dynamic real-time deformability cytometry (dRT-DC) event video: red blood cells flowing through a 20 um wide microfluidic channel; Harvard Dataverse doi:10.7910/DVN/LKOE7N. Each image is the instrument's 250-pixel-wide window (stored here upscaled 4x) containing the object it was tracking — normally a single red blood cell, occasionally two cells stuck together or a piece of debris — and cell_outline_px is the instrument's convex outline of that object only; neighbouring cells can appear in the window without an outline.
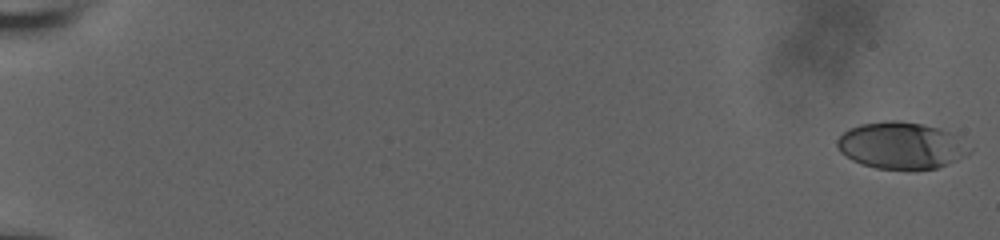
{"species": "human", "species_latin": "Homo sapiens", "temperature_condition": "room temperature", "stored_images_in_passage": 59, "camera_frame_rate_fps": 3000, "um_per_image_px": 0.085, "donor": {"sex": "male"}, "frame": {"image": 1, "passage_image": 1, "time_ms": 0.0, "image_size_px": [1000, 240], "cell_outline_px": [[972, 152], [948, 164], [936, 168], [876, 168], [860, 164], [852, 160], [840, 152], [836, 144], [836, 140], [848, 128], [860, 124], [884, 120], [900, 120], [924, 124], [940, 128], [948, 132], [972, 148]], "centroid_in_image_um": [76.57, 12.34], "position_along_channel_um": 8.4, "area_um2": 35.89}}
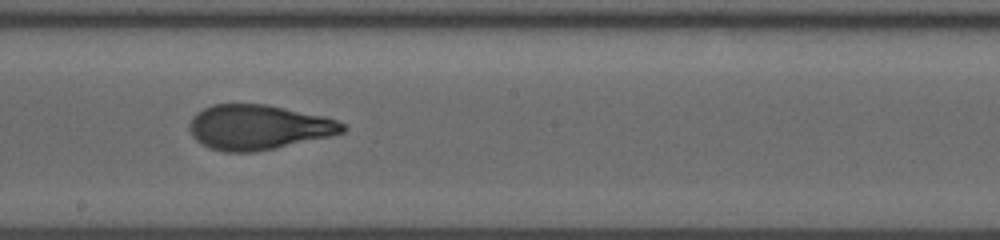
{"frame": {"image": 2, "passage_image": 36, "time_ms": 11.667, "image_size_px": [1000, 240], "cell_outline_px": [[348, 128], [344, 132], [332, 136], [276, 148], [256, 152], [224, 152], [208, 148], [200, 144], [192, 136], [188, 128], [188, 124], [192, 116], [196, 112], [212, 104], [264, 104], [324, 116], [336, 120], [344, 124]], "centroid_in_image_um": [21.93, 10.82], "position_along_channel_um": 226.3, "area_um2": 40.4}}
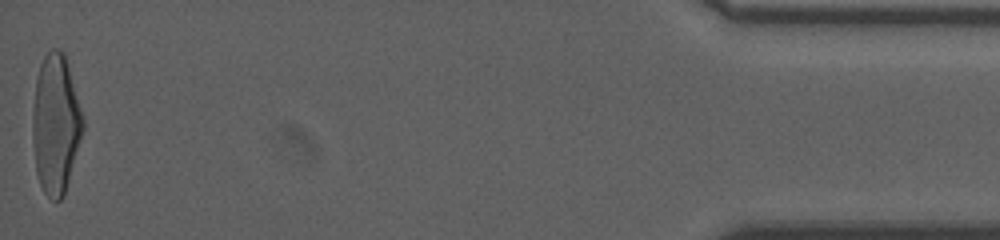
{"frame": {"image": 3, "passage_image": 59, "time_ms": 19.333, "image_size_px": [1000, 240], "cell_outline_px": [[84, 128], [64, 196], [60, 200], [52, 200], [44, 192], [40, 184], [36, 172], [32, 140], [32, 120], [36, 76], [40, 64], [44, 56], [52, 48], [60, 48], [64, 52], [84, 120]], "centroid_in_image_um": [4.72, 10.55], "position_along_channel_um": 430.5, "area_um2": 40.86}, "authors_computed_cell_mechanics": {"area_um2": 39.3618, "velocity_mm_per_s": 3.761, "shape_relaxation_time_tau1_ms": 4.6315, "shape_relaxation_time_tau2_ms": 1.0939, "deformation_change_tau1": 0.2174, "deformation_change_tau2": 0.0724}}